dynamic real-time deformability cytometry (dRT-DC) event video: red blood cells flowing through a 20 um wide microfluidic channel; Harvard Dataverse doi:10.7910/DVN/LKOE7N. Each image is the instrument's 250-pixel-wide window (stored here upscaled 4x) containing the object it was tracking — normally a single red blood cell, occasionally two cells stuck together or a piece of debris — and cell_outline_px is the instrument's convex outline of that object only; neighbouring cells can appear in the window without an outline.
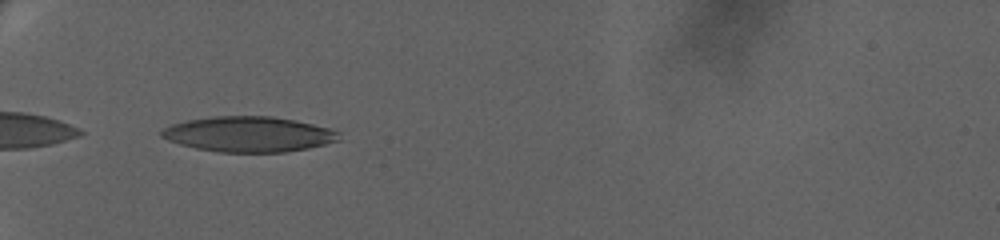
{"species": "human", "species_latin": "Homo sapiens", "temperature_condition": "warm", "stored_images_in_passage": 42, "camera_frame_rate_fps": 3000, "um_per_image_px": 0.085, "donor": {"sex": "female"}, "frame": {"image": 1, "passage_image": 1, "time_ms": 0.0, "image_size_px": [1000, 240], "cell_outline_px": [[340, 140], [308, 148], [284, 152], [220, 152], [196, 148], [180, 144], [168, 140], [160, 136], [160, 132], [164, 128], [172, 124], [188, 120], [212, 116], [272, 116], [312, 124], [328, 128], [340, 132]], "centroid_in_image_um": [21.13, 11.41], "position_along_channel_um": 63.9, "area_um2": 36.36}}
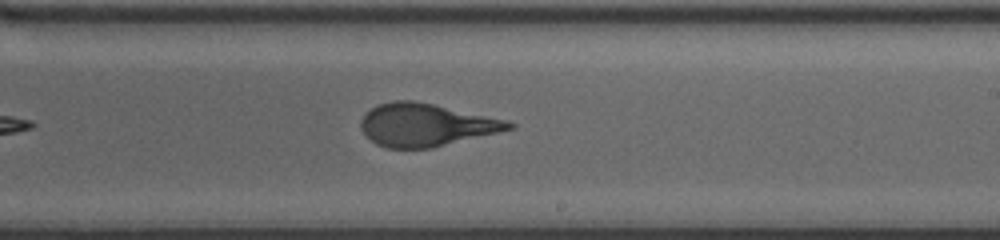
{"frame": {"image": 2, "passage_image": 20, "time_ms": 6.333, "image_size_px": [1000, 240], "cell_outline_px": [[516, 128], [432, 148], [388, 148], [376, 144], [360, 128], [360, 120], [372, 108], [380, 104], [392, 100], [412, 100], [432, 104], [508, 120], [516, 124]], "centroid_in_image_um": [36.23, 10.62], "position_along_channel_um": 252.8, "area_um2": 36.59}}
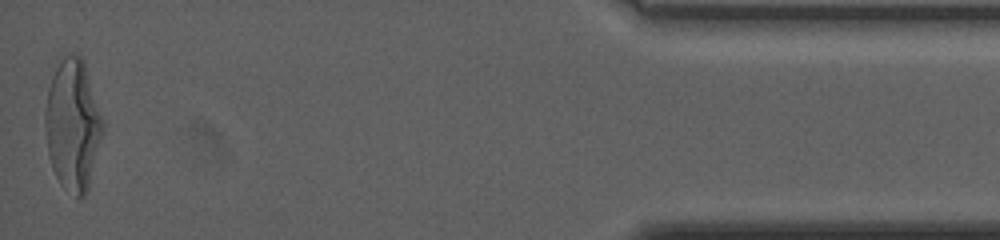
{"frame": {"image": 3, "passage_image": 42, "time_ms": 13.667, "image_size_px": [1000, 240], "cell_outline_px": [[104, 128], [88, 188], [84, 196], [76, 196], [60, 184], [52, 168], [48, 156], [44, 124], [44, 112], [48, 88], [52, 76], [56, 68], [68, 56], [76, 52], [80, 56], [84, 64], [104, 120]], "centroid_in_image_um": [6.18, 10.64], "position_along_channel_um": 429.0, "area_um2": 43.58}, "authors_computed_cell_mechanics": {"area_um2": 37.2232, "velocity_mm_per_s": 3.2595, "shape_relaxation_time_tau1_ms": 5.4281, "shape_relaxation_time_tau2_ms": 1.0233, "deformation_change_tau1": 0.2282, "deformation_change_tau2": 0.0976}}